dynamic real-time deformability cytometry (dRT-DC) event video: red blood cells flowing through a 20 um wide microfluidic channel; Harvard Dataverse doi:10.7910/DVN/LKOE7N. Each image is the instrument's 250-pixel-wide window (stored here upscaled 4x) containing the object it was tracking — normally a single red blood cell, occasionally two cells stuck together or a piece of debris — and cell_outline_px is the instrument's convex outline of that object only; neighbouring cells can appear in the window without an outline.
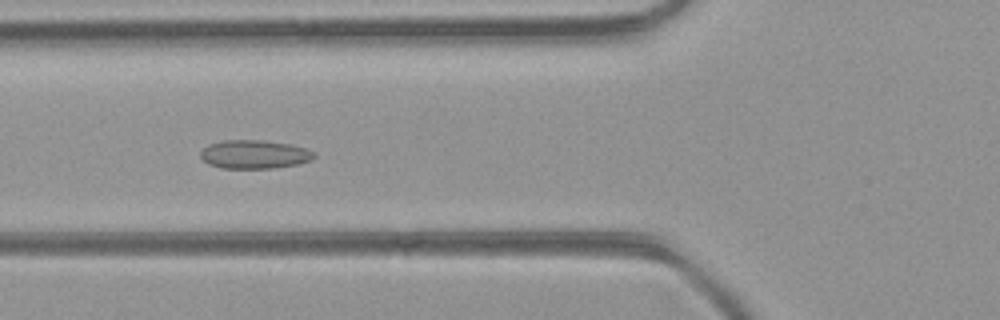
{"species": "common noctule bat (a hibernating species)", "species_latin": "Nyctalus noctula", "temperature_condition": "room temperature", "stored_images_in_passage": 46, "camera_frame_rate_fps": 3000, "um_per_image_px": 0.085, "animal": {"sex": "female", "body_mass_g": 21.9}, "frame": {"image": 1, "passage_image": 17, "time_ms": 5.333, "image_size_px": [1000, 320], "cell_outline_px": [[316, 156], [312, 160], [296, 164], [276, 168], [220, 168], [208, 164], [200, 156], [200, 152], [208, 144], [224, 140], [260, 140], [292, 144], [308, 148], [316, 152]], "centroid_in_image_um": [21.66, 13.11], "position_along_channel_um": 104.1, "area_um2": 19.13}}
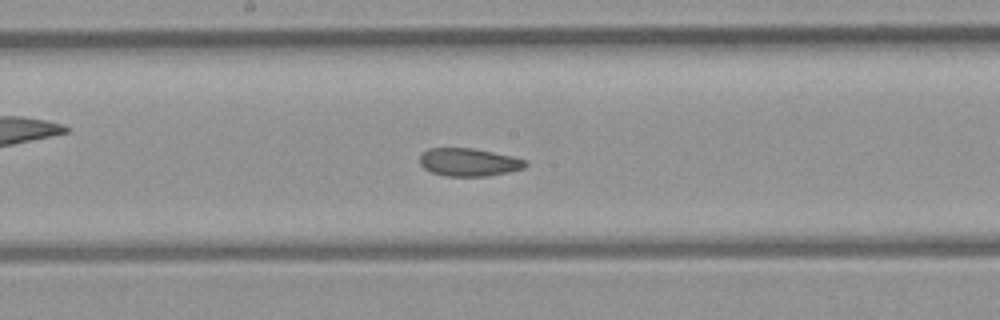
{"frame": {"image": 2, "passage_image": 24, "time_ms": 7.667, "image_size_px": [1000, 320], "cell_outline_px": [[528, 164], [524, 168], [508, 172], [488, 176], [448, 176], [432, 172], [424, 168], [420, 164], [420, 156], [428, 148], [472, 148], [512, 156], [528, 160]], "centroid_in_image_um": [39.88, 13.78], "position_along_channel_um": 208.3, "area_um2": 17.17}}
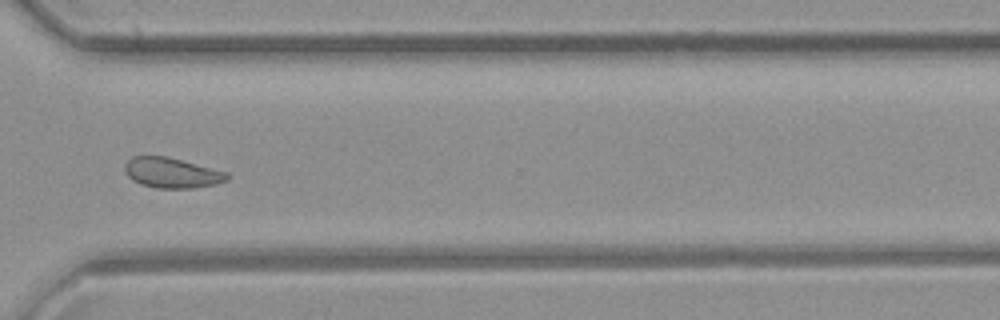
{"frame": {"image": 3, "passage_image": 34, "time_ms": 11.0, "image_size_px": [1000, 320], "cell_outline_px": [[228, 180], [216, 184], [192, 188], [156, 188], [140, 184], [132, 180], [124, 172], [124, 164], [132, 156], [168, 156], [228, 172]], "centroid_in_image_um": [14.59, 14.68], "position_along_channel_um": 356.0, "area_um2": 18.21}, "authors_computed_cell_mechanics": {"area_um2": 19.074, "velocity_mm_per_s": 4.4489, "shape_relaxation_time_tau1_ms": null, "shape_relaxation_time_tau2_ms": 1.6266, "deformation_change_tau1": null, "deformation_change_tau2": 0.0693}}